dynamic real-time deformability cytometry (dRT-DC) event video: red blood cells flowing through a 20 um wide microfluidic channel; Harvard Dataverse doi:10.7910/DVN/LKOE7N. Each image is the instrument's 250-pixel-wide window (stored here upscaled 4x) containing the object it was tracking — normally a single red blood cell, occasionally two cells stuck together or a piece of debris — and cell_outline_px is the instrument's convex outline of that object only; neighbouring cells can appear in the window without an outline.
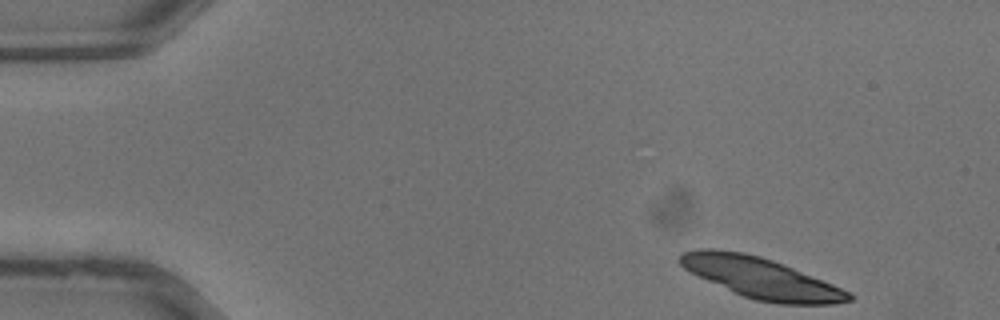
{"species": "common noctule bat (a hibernating species)", "species_latin": "Nyctalus noctula", "temperature_condition": "warm", "stored_images_in_passage": 35, "camera_frame_rate_fps": 3000, "um_per_image_px": 0.085, "animal": {"sex": "male", "body_mass_g": 13.3}, "frame": {"image": 1, "passage_image": 1, "time_ms": 0.0, "image_size_px": [1000, 320], "cell_outline_px": [[852, 300], [836, 304], [776, 304], [756, 300], [732, 292], [684, 268], [680, 264], [680, 252], [696, 248], [712, 248], [744, 252], [760, 256], [772, 260], [852, 292]], "centroid_in_image_um": [64.68, 23.62], "position_along_channel_um": 20.3, "area_um2": 39.82}}
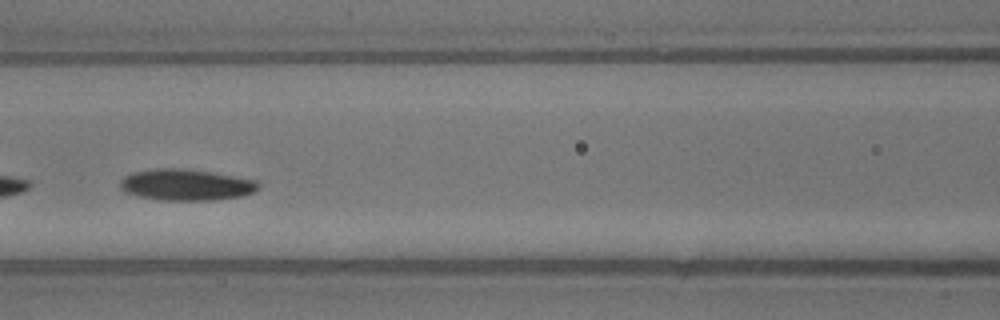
{"frame": {"image": 2, "passage_image": 14, "time_ms": 4.333, "image_size_px": [1000, 320], "cell_outline_px": [[260, 188], [252, 192], [240, 196], [212, 200], [160, 200], [140, 196], [124, 192], [120, 188], [120, 180], [124, 176], [132, 172], [152, 168], [184, 168], [212, 172], [256, 180], [260, 184]], "centroid_in_image_um": [15.78, 15.69], "position_along_channel_um": 150.8, "area_um2": 25.32}}
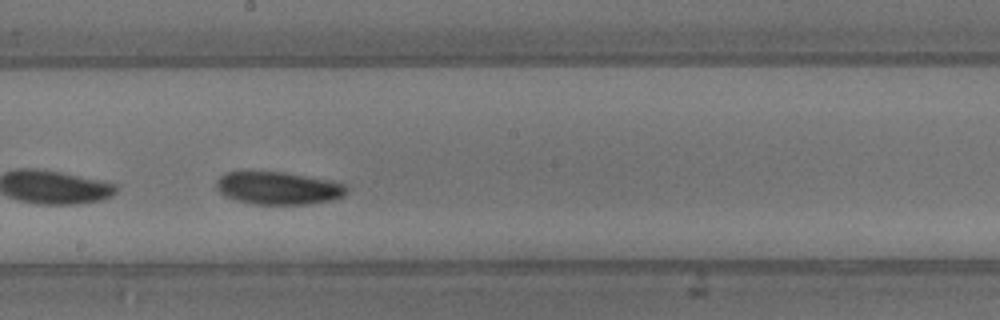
{"frame": {"image": 3, "passage_image": 18, "time_ms": 5.667, "image_size_px": [1000, 320], "cell_outline_px": [[348, 192], [344, 196], [332, 200], [308, 204], [256, 204], [236, 200], [224, 196], [216, 188], [216, 180], [224, 172], [284, 172], [332, 180], [348, 184]], "centroid_in_image_um": [23.7, 15.99], "position_along_channel_um": 224.5, "area_um2": 25.09}}